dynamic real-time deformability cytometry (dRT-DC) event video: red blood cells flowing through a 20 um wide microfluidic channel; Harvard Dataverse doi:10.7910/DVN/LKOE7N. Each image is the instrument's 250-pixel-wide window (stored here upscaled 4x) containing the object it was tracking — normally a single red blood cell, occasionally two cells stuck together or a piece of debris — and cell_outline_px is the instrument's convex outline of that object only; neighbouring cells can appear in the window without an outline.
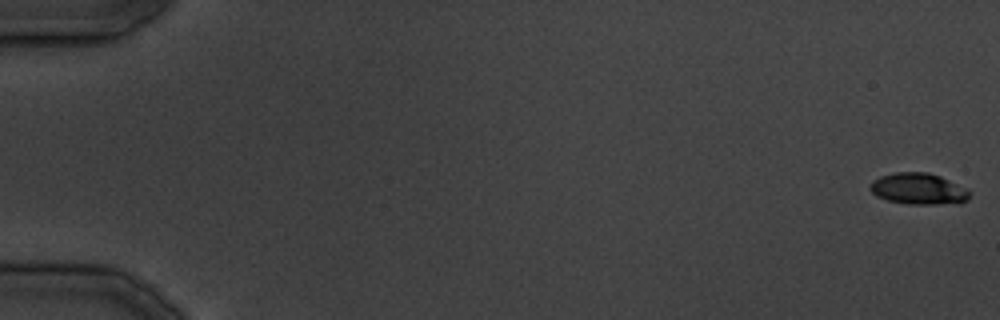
{"species": "common noctule bat (a hibernating species)", "species_latin": "Nyctalus noctula", "temperature_condition": "cold", "stored_images_in_passage": 13, "camera_frame_rate_fps": 3000, "um_per_image_px": 0.085, "animal": {"sex": "male", "body_mass_g": 19.5, "forearm_length_mm": 54.6}, "frame": {"image": 1, "passage_image": 1, "time_ms": 0.0, "image_size_px": [1000, 320], "cell_outline_px": [[972, 192], [968, 200], [960, 204], [908, 204], [888, 200], [876, 196], [868, 188], [872, 180], [880, 176], [896, 172], [928, 172], [940, 176], [968, 188]], "centroid_in_image_um": [78.12, 16.05], "position_along_channel_um": 6.9, "area_um2": 18.55}}
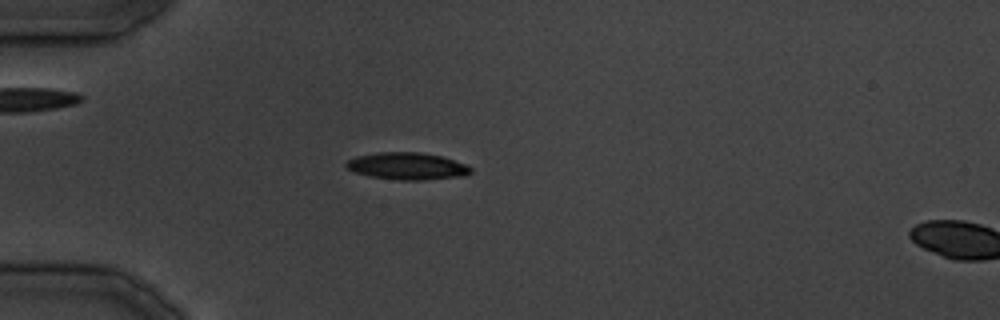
{"frame": {"image": 2, "passage_image": 11, "time_ms": 12.667, "image_size_px": [1000, 320], "cell_outline_px": [[472, 172], [464, 176], [424, 180], [396, 180], [368, 176], [344, 168], [344, 164], [348, 160], [356, 156], [376, 152], [420, 152], [444, 156], [464, 164], [472, 168]], "centroid_in_image_um": [34.59, 14.12], "position_along_channel_um": 50.4, "area_um2": 19.94}}